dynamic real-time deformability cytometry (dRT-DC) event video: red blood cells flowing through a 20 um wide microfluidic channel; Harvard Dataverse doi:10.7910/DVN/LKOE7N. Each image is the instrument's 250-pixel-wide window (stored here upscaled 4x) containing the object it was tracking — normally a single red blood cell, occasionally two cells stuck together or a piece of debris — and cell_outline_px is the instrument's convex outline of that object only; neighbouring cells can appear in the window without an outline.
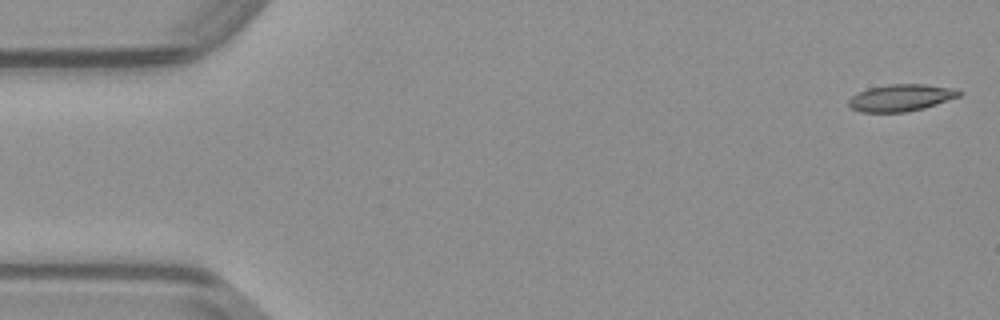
{"species": "common noctule bat (a hibernating species)", "species_latin": "Nyctalus noctula", "temperature_condition": "warm", "stored_images_in_passage": 49, "camera_frame_rate_fps": 3000, "um_per_image_px": 0.085, "animal": {"sex": "male", "body_mass_g": 23.1, "forearm_length_mm": 52.7}, "frame": {"image": 1, "passage_image": 1, "time_ms": 0.0, "image_size_px": [1000, 320], "cell_outline_px": [[964, 92], [960, 96], [924, 108], [904, 112], [860, 112], [852, 108], [848, 104], [848, 100], [852, 96], [868, 88], [888, 84], [924, 84], [956, 88]], "centroid_in_image_um": [76.61, 8.3], "position_along_channel_um": 8.4, "area_um2": 17.34}}
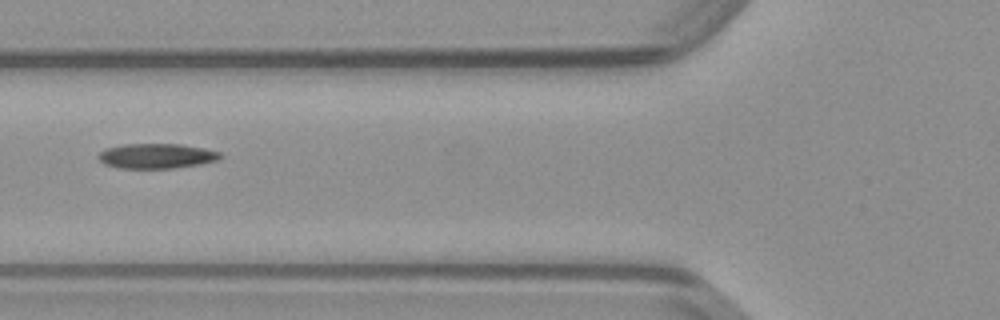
{"frame": {"image": 2, "passage_image": 18, "time_ms": 5.667, "image_size_px": [1000, 320], "cell_outline_px": [[224, 156], [216, 160], [200, 164], [172, 168], [120, 168], [104, 164], [96, 156], [104, 148], [124, 144], [180, 144], [204, 148], [220, 152]], "centroid_in_image_um": [13.28, 13.25], "position_along_channel_um": 112.5, "area_um2": 17.74}}
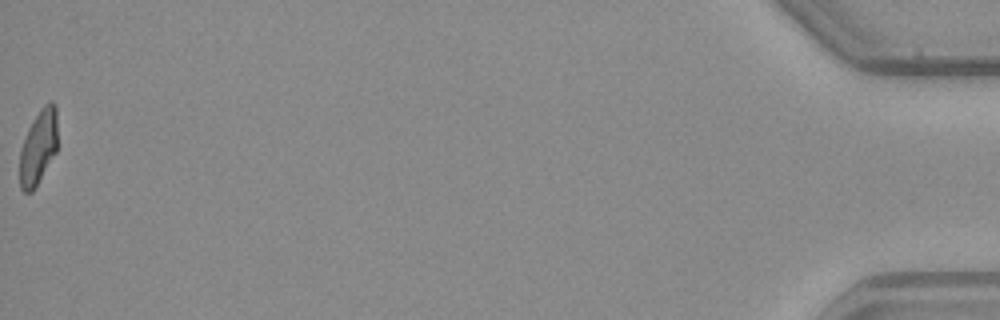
{"frame": {"image": 3, "passage_image": 49, "time_ms": 16.0, "image_size_px": [1000, 320], "cell_outline_px": [[56, 152], [36, 188], [32, 192], [24, 192], [20, 188], [20, 148], [28, 128], [40, 108], [44, 104], [52, 100], [56, 104]], "centroid_in_image_um": [3.25, 12.52], "position_along_channel_um": 431.9, "area_um2": 16.53}}